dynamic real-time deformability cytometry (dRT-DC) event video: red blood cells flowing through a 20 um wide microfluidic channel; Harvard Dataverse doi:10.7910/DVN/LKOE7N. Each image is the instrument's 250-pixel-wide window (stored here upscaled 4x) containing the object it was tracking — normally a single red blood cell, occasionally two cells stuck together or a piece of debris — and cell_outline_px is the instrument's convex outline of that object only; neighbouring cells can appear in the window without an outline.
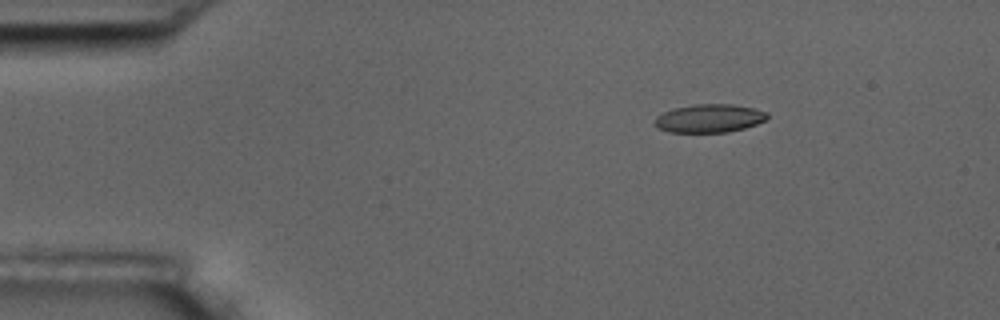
{"species": "common noctule bat (a hibernating species)", "species_latin": "Nyctalus noctula", "temperature_condition": "room temperature", "stored_images_in_passage": 6, "camera_frame_rate_fps": 3000, "um_per_image_px": 0.085, "animal": {"sex": "male", "body_mass_g": 17.5, "forearm_length_mm": 52.3}, "frame": {"image": 1, "passage_image": 3, "time_ms": 2.333, "image_size_px": [1000, 320], "cell_outline_px": [[768, 120], [744, 128], [728, 132], [668, 132], [652, 124], [656, 116], [672, 108], [696, 104], [732, 104], [752, 108], [768, 112]], "centroid_in_image_um": [60.29, 10.06], "position_along_channel_um": 24.7, "area_um2": 18.67}}
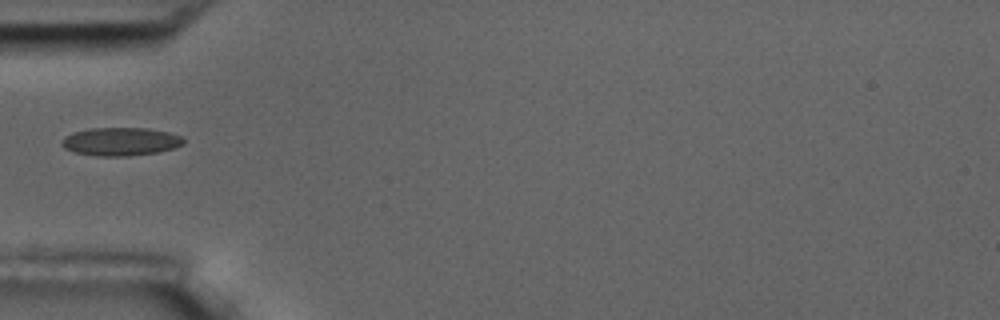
{"frame": {"image": 2, "passage_image": 6, "time_ms": 5.667, "image_size_px": [1000, 320], "cell_outline_px": [[184, 144], [172, 148], [156, 152], [128, 156], [96, 156], [76, 152], [64, 148], [60, 144], [60, 140], [64, 136], [72, 132], [88, 128], [148, 128], [168, 132], [180, 136], [184, 140]], "centroid_in_image_um": [10.19, 12.02], "position_along_channel_um": 74.8, "area_um2": 20.06}}